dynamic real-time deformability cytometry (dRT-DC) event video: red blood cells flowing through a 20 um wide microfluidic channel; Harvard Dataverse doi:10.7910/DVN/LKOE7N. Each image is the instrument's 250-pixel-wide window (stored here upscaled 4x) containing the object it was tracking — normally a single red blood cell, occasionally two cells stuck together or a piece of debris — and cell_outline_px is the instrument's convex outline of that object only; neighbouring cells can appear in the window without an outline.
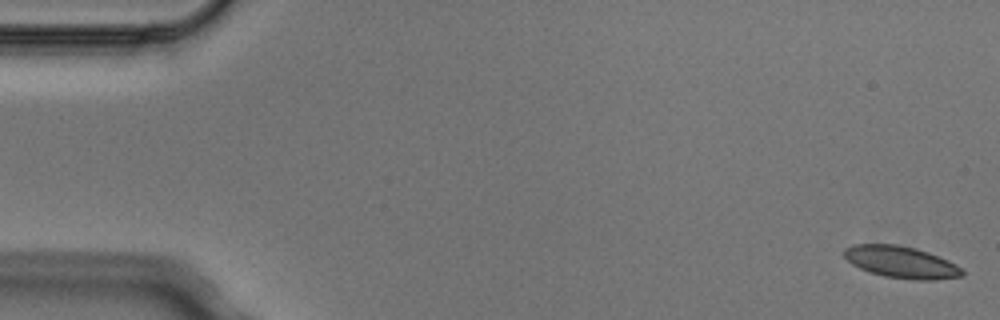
{"species": "Egyptian fruit bat (a non-hibernating species)", "species_latin": "Rousettus aegyptiacus", "temperature_condition": "cold", "stored_images_in_passage": 5, "camera_frame_rate_fps": 3000, "um_per_image_px": 0.085, "animal": {"sex": "male"}, "frame": {"image": 1, "passage_image": 1, "time_ms": 0.0, "image_size_px": [1000, 320], "cell_outline_px": [[964, 276], [936, 280], [912, 280], [884, 276], [868, 272], [852, 264], [844, 256], [844, 248], [852, 244], [896, 244], [916, 248], [928, 252], [948, 260], [956, 264], [964, 272]], "centroid_in_image_um": [76.6, 22.28], "position_along_channel_um": 8.4, "area_um2": 22.08}}
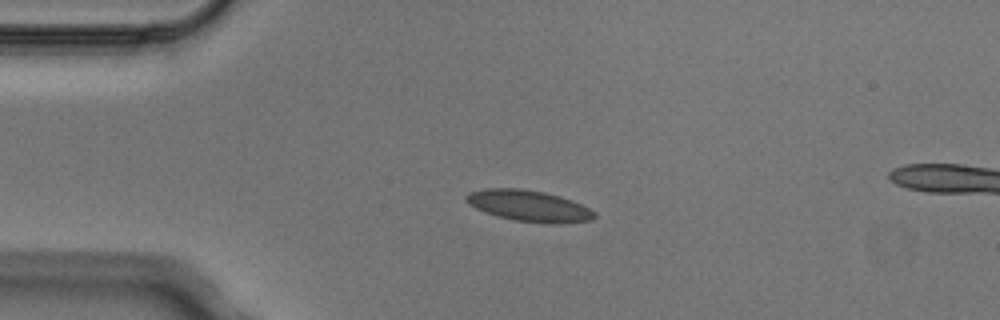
{"frame": {"image": 2, "passage_image": 4, "time_ms": 1.0, "image_size_px": [1000, 320], "cell_outline_px": [[596, 216], [592, 220], [556, 224], [548, 224], [512, 220], [496, 216], [484, 212], [468, 204], [464, 200], [464, 196], [468, 192], [488, 188], [520, 188], [544, 192], [560, 196], [572, 200], [596, 212]], "centroid_in_image_um": [44.93, 17.5], "position_along_channel_um": 40.1, "area_um2": 23.58}}